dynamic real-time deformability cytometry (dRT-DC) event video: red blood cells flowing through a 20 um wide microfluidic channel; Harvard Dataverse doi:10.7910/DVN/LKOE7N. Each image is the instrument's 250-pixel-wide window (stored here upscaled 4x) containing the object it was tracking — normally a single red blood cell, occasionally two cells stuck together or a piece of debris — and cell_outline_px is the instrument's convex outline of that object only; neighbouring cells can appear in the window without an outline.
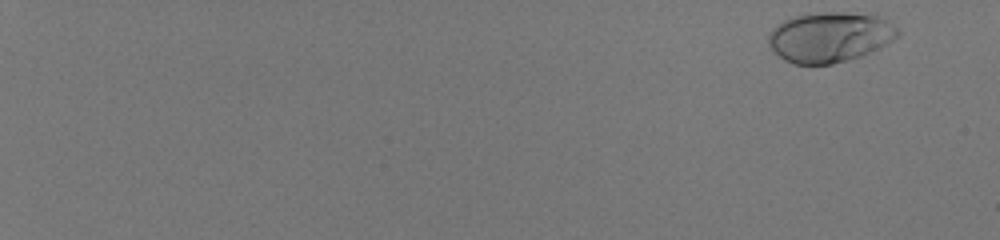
{"species": "human", "species_latin": "Homo sapiens", "temperature_condition": "room temperature", "stored_images_in_passage": 56, "camera_frame_rate_fps": 3000, "um_per_image_px": 0.085, "donor": {"sex": "male"}, "frame": {"image": 1, "passage_image": 2, "time_ms": 0.333, "image_size_px": [1000, 240], "cell_outline_px": [[900, 32], [892, 40], [860, 56], [832, 64], [796, 64], [784, 60], [772, 52], [768, 44], [768, 36], [772, 28], [776, 24], [792, 16], [820, 12], [876, 12], [896, 28]], "centroid_in_image_um": [70.49, 3.12], "position_along_channel_um": 14.5, "area_um2": 38.15}}
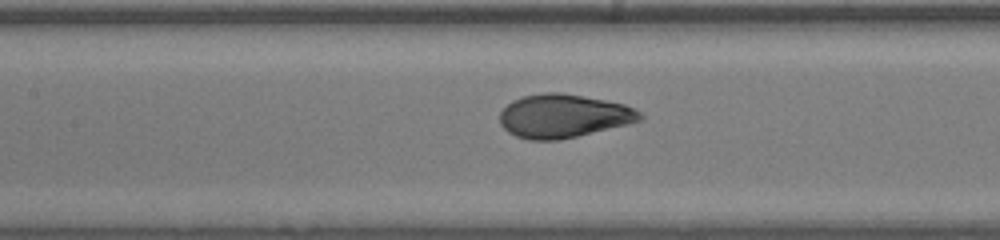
{"frame": {"image": 2, "passage_image": 32, "time_ms": 10.333, "image_size_px": [1000, 240], "cell_outline_px": [[644, 116], [640, 120], [628, 124], [560, 140], [528, 140], [516, 136], [508, 132], [500, 124], [500, 112], [512, 100], [524, 96], [544, 92], [560, 92], [604, 100], [624, 104], [640, 112]], "centroid_in_image_um": [47.87, 9.86], "position_along_channel_um": 159.5, "area_um2": 35.37}}
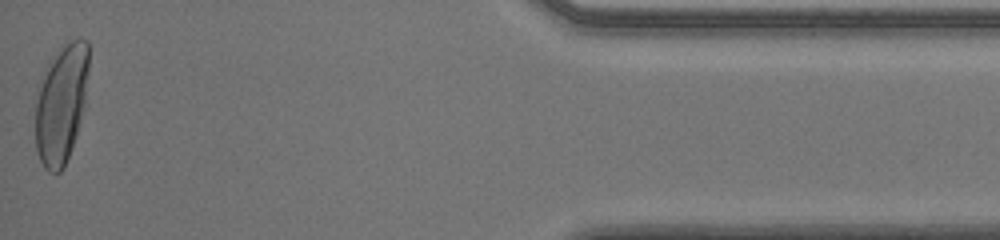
{"frame": {"image": 3, "passage_image": 56, "time_ms": 18.333, "image_size_px": [1000, 240], "cell_outline_px": [[88, 72], [84, 108], [76, 136], [64, 168], [60, 172], [48, 172], [44, 168], [36, 152], [36, 88], [44, 68], [64, 40], [88, 40]], "centroid_in_image_um": [5.18, 8.79], "position_along_channel_um": 430.0, "area_um2": 37.57}, "authors_computed_cell_mechanics": {"area_um2": 35.9516, "velocity_mm_per_s": 4.0372, "shape_relaxation_time_tau1_ms": 2.8265, "shape_relaxation_time_tau2_ms": null, "deformation_change_tau1": 0.1742, "deformation_change_tau2": null}}